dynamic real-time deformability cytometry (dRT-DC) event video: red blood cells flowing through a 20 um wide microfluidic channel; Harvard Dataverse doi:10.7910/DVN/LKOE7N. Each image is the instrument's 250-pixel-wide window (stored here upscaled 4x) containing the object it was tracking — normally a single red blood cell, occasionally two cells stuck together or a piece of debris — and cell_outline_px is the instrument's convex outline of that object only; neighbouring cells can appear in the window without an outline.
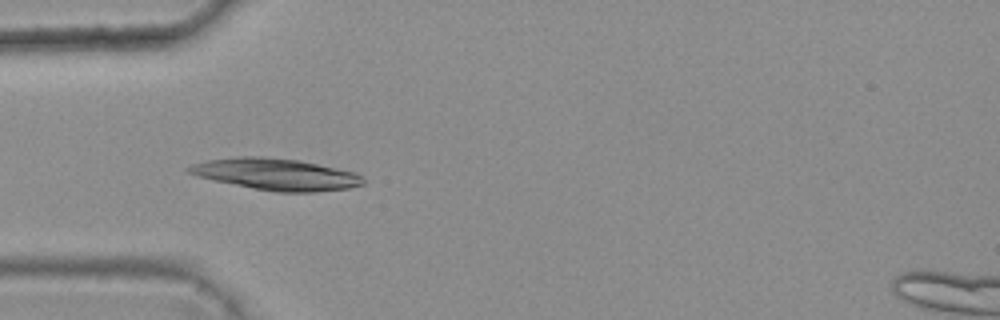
{"species": "common noctule bat (a hibernating species)", "species_latin": "Nyctalus noctula", "temperature_condition": "warm", "stored_images_in_passage": 8, "camera_frame_rate_fps": 3000, "um_per_image_px": 0.085, "animal": {"sex": "female", "body_mass_g": 25.1}, "frame": {"image": 1, "passage_image": 4, "time_ms": 1.0, "image_size_px": [1000, 320], "cell_outline_px": [[364, 184], [348, 188], [316, 192], [276, 192], [212, 180], [196, 176], [188, 172], [184, 168], [192, 164], [208, 160], [236, 156], [264, 156], [300, 160], [356, 172], [364, 176]], "centroid_in_image_um": [23.47, 14.8], "position_along_channel_um": 61.5, "area_um2": 32.31}}
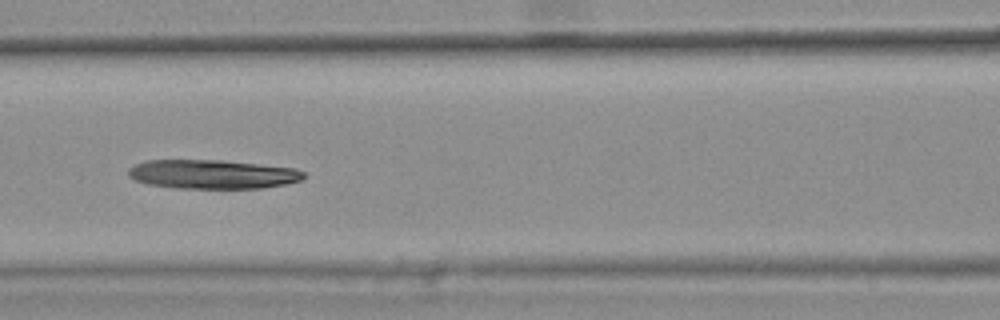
{"frame": {"image": 2, "passage_image": 6, "time_ms": 1.667, "image_size_px": [1000, 320], "cell_outline_px": [[304, 176], [300, 180], [284, 184], [264, 188], [176, 188], [148, 184], [136, 180], [128, 176], [128, 168], [136, 164], [148, 160], [220, 160], [296, 168], [304, 172]], "centroid_in_image_um": [18.04, 14.81], "position_along_channel_um": 148.6, "area_um2": 29.54}}
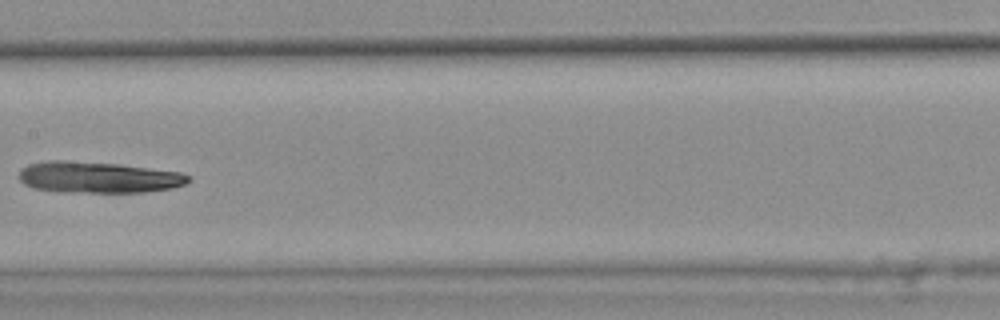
{"frame": {"image": 3, "passage_image": 7, "time_ms": 2.0, "image_size_px": [1000, 320], "cell_outline_px": [[192, 180], [184, 184], [172, 188], [144, 192], [64, 192], [32, 188], [24, 184], [16, 176], [20, 168], [28, 164], [48, 160], [64, 160], [120, 164], [180, 172], [192, 176]], "centroid_in_image_um": [8.31, 15.06], "position_along_channel_um": 199.1, "area_um2": 31.21}}